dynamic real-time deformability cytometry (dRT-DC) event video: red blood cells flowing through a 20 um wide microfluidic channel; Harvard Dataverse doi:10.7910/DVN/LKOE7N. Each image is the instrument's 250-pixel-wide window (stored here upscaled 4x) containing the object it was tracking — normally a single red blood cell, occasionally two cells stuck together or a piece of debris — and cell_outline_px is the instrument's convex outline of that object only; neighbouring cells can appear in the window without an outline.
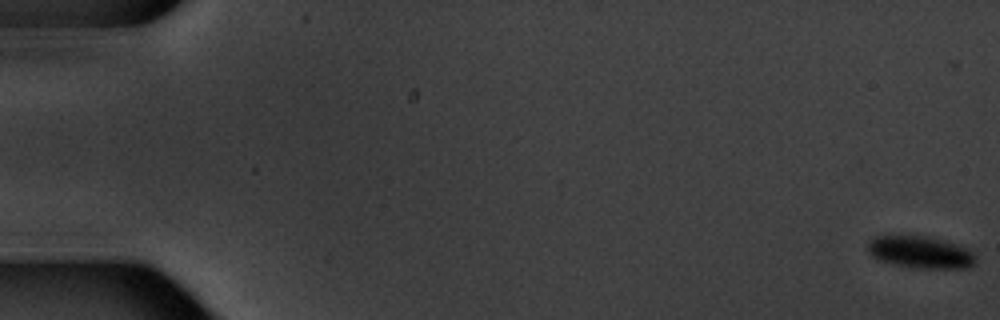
{"species": "common noctule bat (a hibernating species)", "species_latin": "Nyctalus noctula", "temperature_condition": "warm", "stored_images_in_passage": 3, "camera_frame_rate_fps": 3000, "um_per_image_px": 0.085, "animal": {"sex": "male", "body_mass_g": 20.1, "forearm_length_mm": 53.5}, "frame": {"image": 1, "passage_image": 1, "time_ms": 0.0, "image_size_px": [1000, 320], "cell_outline_px": [[976, 264], [968, 268], [912, 268], [876, 260], [868, 252], [868, 244], [876, 236], [896, 232], [928, 236], [960, 244], [968, 248], [976, 256]], "centroid_in_image_um": [78.22, 21.39], "position_along_channel_um": 6.8, "area_um2": 21.21}}